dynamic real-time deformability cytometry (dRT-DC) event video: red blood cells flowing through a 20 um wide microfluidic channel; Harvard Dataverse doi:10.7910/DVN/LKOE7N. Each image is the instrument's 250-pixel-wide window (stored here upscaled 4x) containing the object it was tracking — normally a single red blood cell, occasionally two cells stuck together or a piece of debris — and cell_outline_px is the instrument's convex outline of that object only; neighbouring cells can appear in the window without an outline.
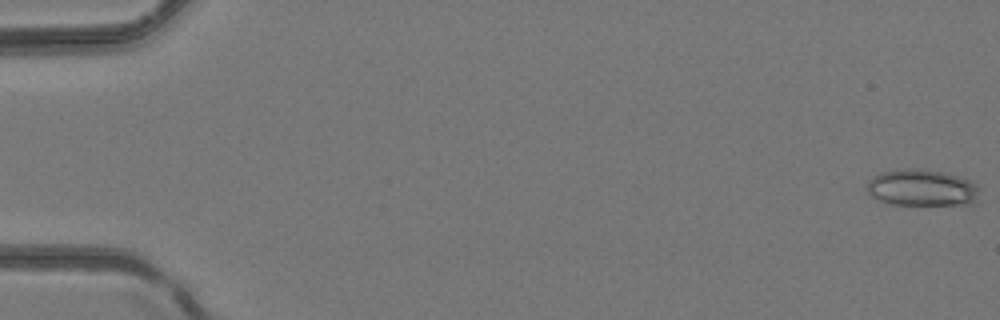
{"species": "common noctule bat (a hibernating species)", "species_latin": "Nyctalus noctula", "temperature_condition": "room temperature", "stored_images_in_passage": 49, "camera_frame_rate_fps": 3000, "um_per_image_px": 0.085, "animal": {"sex": "female", "body_mass_g": 24.6, "forearm_length_mm": 56.2}, "frame": {"image": 1, "passage_image": 1, "time_ms": 0.0, "image_size_px": [1000, 320], "cell_outline_px": [[976, 188], [972, 204], [888, 204], [872, 196], [868, 192], [868, 180], [872, 176], [880, 172], [908, 168], [940, 172], [956, 176], [968, 180]], "centroid_in_image_um": [78.24, 15.96], "position_along_channel_um": 6.8, "area_um2": 23.12}}
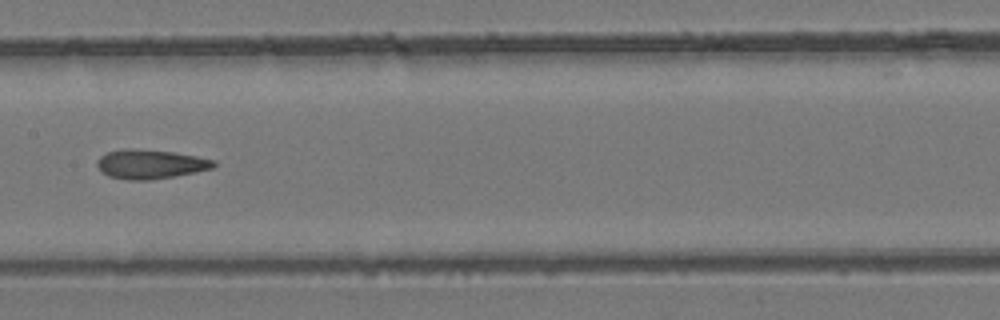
{"frame": {"image": 2, "passage_image": 26, "time_ms": 8.333, "image_size_px": [1000, 320], "cell_outline_px": [[216, 164], [212, 168], [172, 176], [148, 180], [128, 180], [108, 176], [96, 164], [96, 160], [100, 156], [108, 152], [124, 148], [132, 148], [172, 152], [196, 156], [216, 160]], "centroid_in_image_um": [12.75, 13.94], "position_along_channel_um": 194.7, "area_um2": 19.59}}
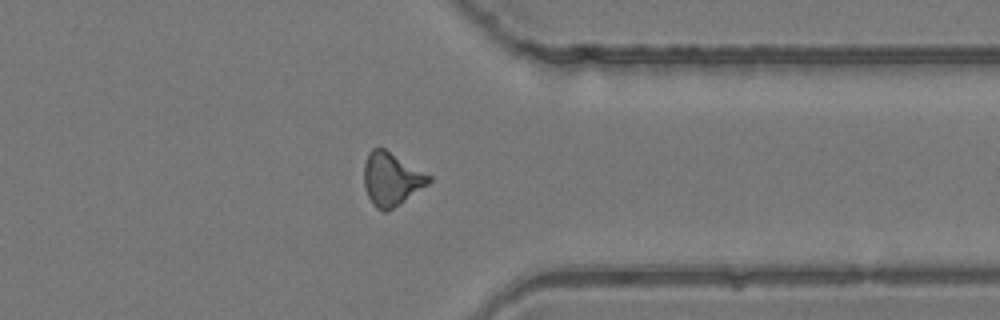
{"frame": {"image": 3, "passage_image": 39, "time_ms": 12.667, "image_size_px": [1000, 320], "cell_outline_px": [[432, 180], [428, 184], [388, 212], [384, 212], [376, 208], [372, 204], [364, 188], [364, 164], [368, 152], [372, 148], [384, 148], [432, 176]], "centroid_in_image_um": [33.25, 15.23], "position_along_channel_um": 378.1, "area_um2": 20.11}}